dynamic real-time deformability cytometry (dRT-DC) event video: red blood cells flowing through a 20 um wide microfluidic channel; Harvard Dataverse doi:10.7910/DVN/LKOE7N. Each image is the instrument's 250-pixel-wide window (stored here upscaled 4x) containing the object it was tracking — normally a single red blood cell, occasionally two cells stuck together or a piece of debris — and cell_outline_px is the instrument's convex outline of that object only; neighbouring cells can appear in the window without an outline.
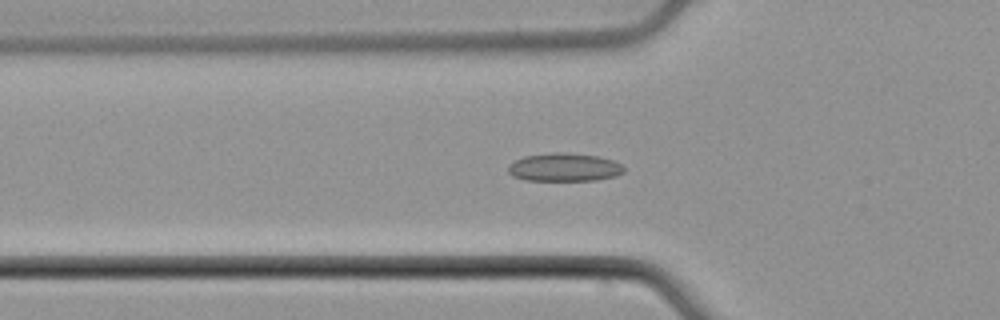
{"species": "common noctule bat (a hibernating species)", "species_latin": "Nyctalus noctula", "temperature_condition": "cold", "stored_images_in_passage": 53, "camera_frame_rate_fps": 3000, "um_per_image_px": 0.085, "animal": {"sex": "male", "body_mass_g": 21.5, "forearm_length_mm": 52.0}, "frame": {"image": 1, "passage_image": 18, "time_ms": 5.667, "image_size_px": [1000, 320], "cell_outline_px": [[624, 172], [616, 176], [596, 180], [528, 180], [512, 176], [508, 172], [508, 164], [524, 156], [552, 152], [564, 152], [596, 156], [612, 160], [620, 164], [624, 168]], "centroid_in_image_um": [47.94, 14.21], "position_along_channel_um": 77.9, "area_um2": 18.96}}
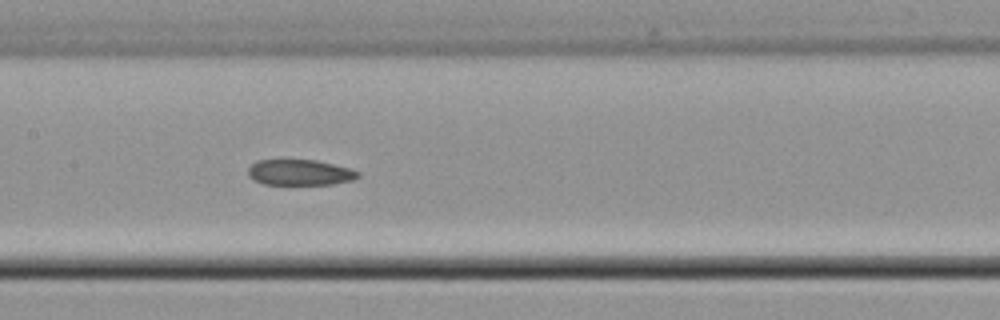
{"frame": {"image": 2, "passage_image": 26, "time_ms": 8.333, "image_size_px": [1000, 320], "cell_outline_px": [[360, 176], [352, 180], [332, 184], [264, 184], [252, 180], [248, 176], [248, 168], [256, 160], [316, 160], [352, 168], [360, 172]], "centroid_in_image_um": [25.49, 14.65], "position_along_channel_um": 181.9, "area_um2": 16.59}}
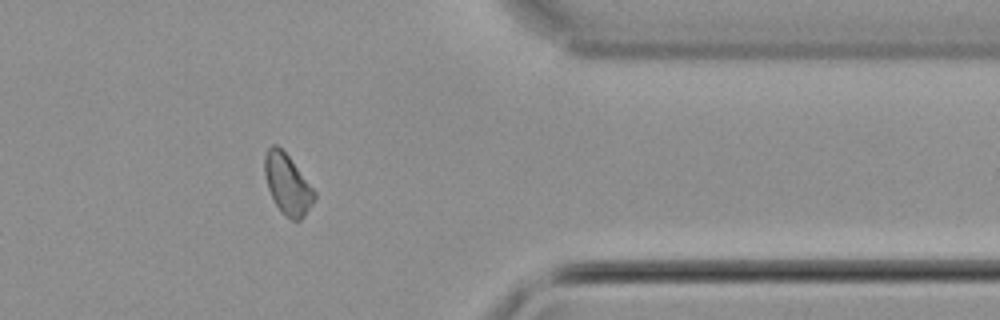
{"frame": {"image": 3, "passage_image": 43, "time_ms": 14.0, "image_size_px": [1000, 320], "cell_outline_px": [[316, 196], [312, 204], [304, 216], [300, 220], [292, 220], [280, 212], [268, 188], [264, 172], [264, 156], [268, 148], [272, 144], [276, 144], [288, 156], [316, 192]], "centroid_in_image_um": [24.42, 15.67], "position_along_channel_um": 387.0, "area_um2": 17.22}}